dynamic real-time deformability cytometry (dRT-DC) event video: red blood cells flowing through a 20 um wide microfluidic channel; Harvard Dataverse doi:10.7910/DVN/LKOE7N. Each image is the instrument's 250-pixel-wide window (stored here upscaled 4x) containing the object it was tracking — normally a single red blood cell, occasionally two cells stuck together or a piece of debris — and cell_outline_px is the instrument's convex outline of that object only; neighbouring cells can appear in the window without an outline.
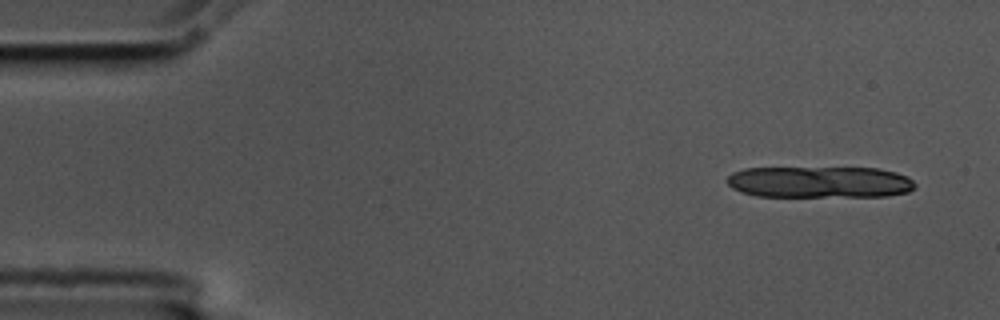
{"species": "common noctule bat (a hibernating species)", "species_latin": "Nyctalus noctula", "temperature_condition": "cold", "stored_images_in_passage": 13, "camera_frame_rate_fps": 3000, "um_per_image_px": 0.085, "animal": {"sex": "male", "body_mass_g": 17.5, "forearm_length_mm": 52.3}, "frame": {"image": 1, "passage_image": 3, "time_ms": 0.667, "image_size_px": [1000, 320], "cell_outline_px": [[916, 188], [908, 192], [888, 196], [756, 196], [740, 192], [732, 188], [724, 180], [732, 172], [744, 168], [880, 168], [896, 172], [908, 176], [916, 184]], "centroid_in_image_um": [69.67, 15.47], "position_along_channel_um": 15.3, "area_um2": 34.85}}